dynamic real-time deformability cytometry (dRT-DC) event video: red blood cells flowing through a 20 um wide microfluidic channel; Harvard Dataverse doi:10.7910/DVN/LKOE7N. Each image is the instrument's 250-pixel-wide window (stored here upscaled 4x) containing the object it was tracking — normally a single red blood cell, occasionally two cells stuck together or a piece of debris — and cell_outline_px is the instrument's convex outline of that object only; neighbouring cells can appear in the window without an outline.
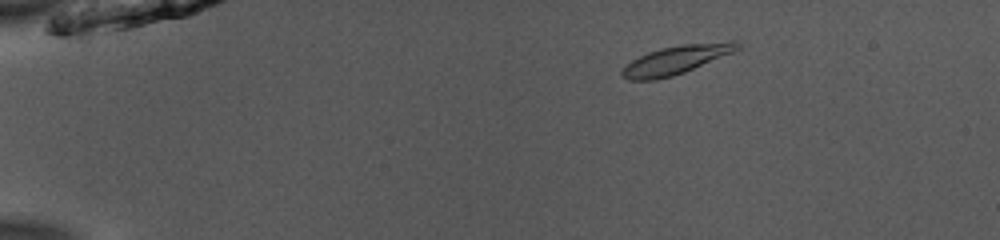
{"species": "common noctule bat (a hibernating species)", "species_latin": "Nyctalus noctula", "temperature_condition": "room temperature", "stored_images_in_passage": 48, "camera_frame_rate_fps": 3000, "um_per_image_px": 0.085, "animal": {"sex": "male", "body_mass_g": 13.0, "forearm_length_mm": 53.1}, "frame": {"image": 1, "passage_image": 5, "time_ms": 1.333, "image_size_px": [1000, 240], "cell_outline_px": [[740, 48], [732, 52], [684, 72], [672, 76], [656, 80], [628, 80], [620, 76], [620, 72], [632, 60], [648, 52], [660, 48], [684, 44], [728, 40], [736, 40], [740, 44]], "centroid_in_image_um": [57.47, 5.07], "position_along_channel_um": 27.5, "area_um2": 19.13}}
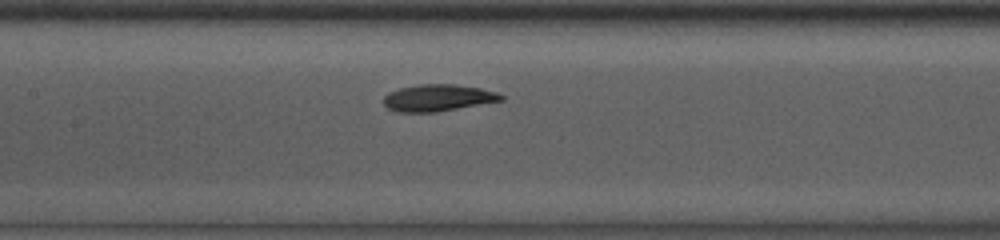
{"frame": {"image": 2, "passage_image": 22, "time_ms": 7.0, "image_size_px": [1000, 240], "cell_outline_px": [[504, 100], [436, 112], [396, 112], [388, 108], [384, 104], [384, 96], [388, 92], [400, 88], [420, 84], [452, 84], [480, 88], [496, 92], [504, 96]], "centroid_in_image_um": [37.21, 8.32], "position_along_channel_um": 170.2, "area_um2": 18.26}}
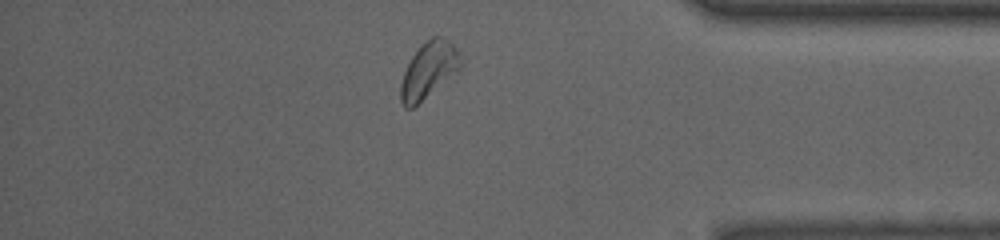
{"frame": {"image": 3, "passage_image": 41, "time_ms": 13.333, "image_size_px": [1000, 240], "cell_outline_px": [[464, 64], [456, 72], [412, 108], [404, 108], [400, 100], [400, 84], [404, 72], [412, 56], [432, 36], [448, 36], [452, 40]], "centroid_in_image_um": [36.46, 5.93], "position_along_channel_um": 398.7, "area_um2": 19.42}, "authors_computed_cell_mechanics": {"area_um2": 18.785, "velocity_mm_per_s": 3.9219, "shape_relaxation_time_tau1_ms": 2.6732, "shape_relaxation_time_tau2_ms": 2.9104, "deformation_change_tau1": 0.0834, "deformation_change_tau2": 0.0632}}